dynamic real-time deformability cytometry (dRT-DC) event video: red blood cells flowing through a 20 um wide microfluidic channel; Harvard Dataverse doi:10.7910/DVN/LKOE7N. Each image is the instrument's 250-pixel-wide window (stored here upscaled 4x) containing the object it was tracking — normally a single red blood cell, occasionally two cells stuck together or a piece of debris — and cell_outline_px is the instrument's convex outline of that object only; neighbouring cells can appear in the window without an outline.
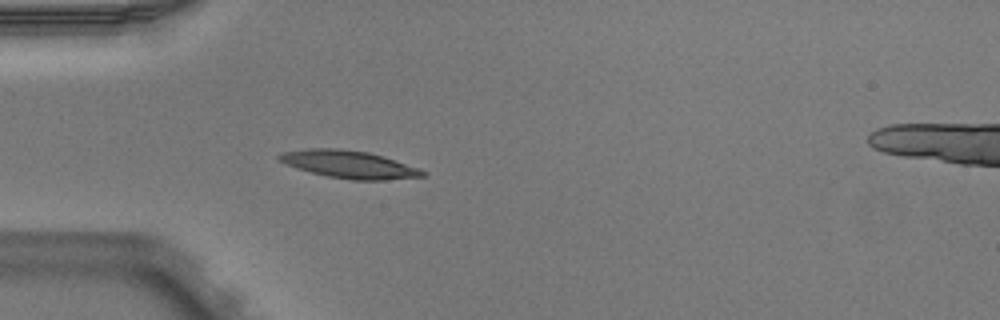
{"species": "Egyptian fruit bat (a non-hibernating species)", "species_latin": "Rousettus aegyptiacus", "temperature_condition": "warm", "stored_images_in_passage": 4, "camera_frame_rate_fps": 3000, "um_per_image_px": 0.085, "animal": {"sex": "male"}, "frame": {"image": 1, "passage_image": 4, "time_ms": 1.0, "image_size_px": [1000, 320], "cell_outline_px": [[428, 176], [384, 180], [352, 180], [328, 176], [296, 168], [284, 164], [276, 156], [280, 152], [308, 148], [340, 148], [368, 152], [384, 156], [420, 168], [428, 172]], "centroid_in_image_um": [29.7, 13.97], "position_along_channel_um": 55.3, "area_um2": 23.35}}